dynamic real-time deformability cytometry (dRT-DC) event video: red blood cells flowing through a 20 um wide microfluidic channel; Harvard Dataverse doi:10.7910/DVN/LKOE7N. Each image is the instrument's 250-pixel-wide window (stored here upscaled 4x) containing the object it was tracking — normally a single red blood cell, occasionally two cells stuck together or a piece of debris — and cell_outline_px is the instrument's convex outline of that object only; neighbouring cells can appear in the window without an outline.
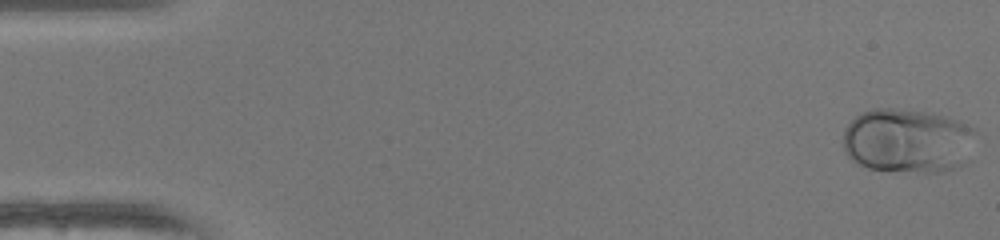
{"species": "human", "species_latin": "Homo sapiens", "temperature_condition": "warm", "stored_images_in_passage": 50, "camera_frame_rate_fps": 3000, "um_per_image_px": 0.085, "donor": {"sex": "female"}, "frame": {"image": 1, "passage_image": 1, "time_ms": 0.0, "image_size_px": [1000, 240], "cell_outline_px": [[976, 128], [964, 164], [944, 172], [924, 172], [868, 168], [856, 164], [844, 152], [844, 128], [860, 112], [872, 108], [892, 108], [932, 112], [960, 120]], "centroid_in_image_um": [77.13, 11.94], "position_along_channel_um": 7.9, "area_um2": 50.05}}
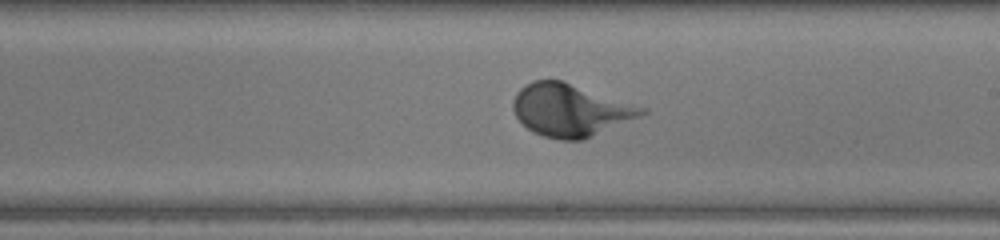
{"frame": {"image": 2, "passage_image": 29, "time_ms": 9.333, "image_size_px": [1000, 240], "cell_outline_px": [[648, 112], [640, 116], [584, 140], [560, 140], [544, 136], [532, 132], [516, 116], [512, 108], [512, 100], [516, 92], [524, 84], [532, 80], [564, 80], [648, 108]], "centroid_in_image_um": [48.48, 9.34], "position_along_channel_um": 240.5, "area_um2": 39.65}}
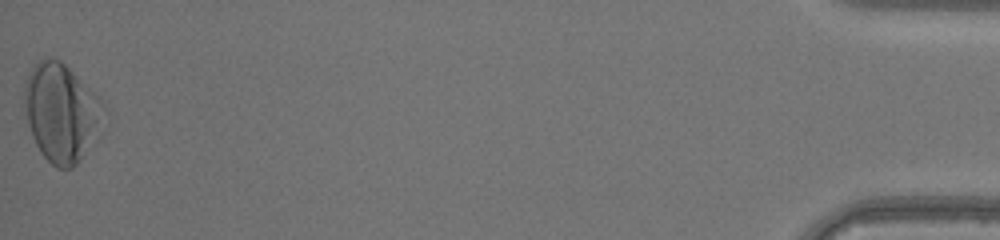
{"frame": {"image": 3, "passage_image": 50, "time_ms": 16.333, "image_size_px": [1000, 240], "cell_outline_px": [[104, 108], [80, 160], [72, 168], [56, 168], [40, 152], [32, 136], [24, 112], [24, 88], [28, 76], [32, 68], [44, 56], [60, 60], [104, 104]], "centroid_in_image_um": [5.1, 9.54], "position_along_channel_um": 430.1, "area_um2": 43.52}}